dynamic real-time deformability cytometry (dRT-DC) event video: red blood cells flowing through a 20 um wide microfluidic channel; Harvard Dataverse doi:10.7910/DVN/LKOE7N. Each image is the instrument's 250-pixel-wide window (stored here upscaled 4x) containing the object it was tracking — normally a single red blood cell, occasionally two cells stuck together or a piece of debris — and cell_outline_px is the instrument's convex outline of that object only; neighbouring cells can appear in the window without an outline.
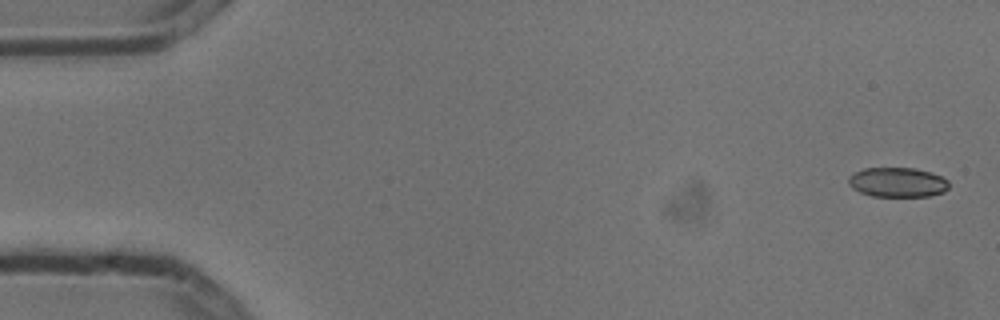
{"species": "common noctule bat (a hibernating species)", "species_latin": "Nyctalus noctula", "temperature_condition": "cold", "stored_images_in_passage": 5, "camera_frame_rate_fps": 3000, "um_per_image_px": 0.085, "animal": {"sex": "male", "body_mass_g": 13.3}, "frame": {"image": 1, "passage_image": 1, "time_ms": 0.0, "image_size_px": [1000, 320], "cell_outline_px": [[948, 188], [944, 192], [928, 196], [872, 196], [860, 192], [852, 188], [848, 184], [848, 176], [852, 172], [864, 168], [916, 168], [932, 172], [948, 180]], "centroid_in_image_um": [76.26, 15.48], "position_along_channel_um": 8.7, "area_um2": 17.51}}
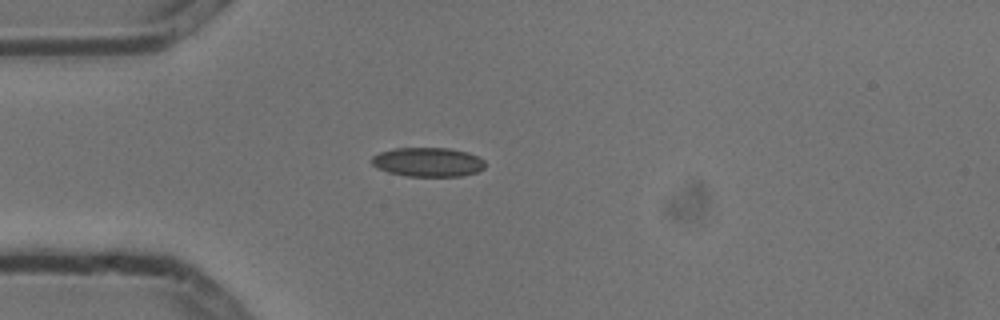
{"frame": {"image": 2, "passage_image": 5, "time_ms": 1.333, "image_size_px": [1000, 320], "cell_outline_px": [[484, 168], [476, 172], [460, 176], [404, 176], [388, 172], [376, 168], [368, 160], [372, 156], [380, 152], [396, 148], [448, 148], [468, 152], [484, 160]], "centroid_in_image_um": [36.32, 13.78], "position_along_channel_um": 48.7, "area_um2": 19.36}}